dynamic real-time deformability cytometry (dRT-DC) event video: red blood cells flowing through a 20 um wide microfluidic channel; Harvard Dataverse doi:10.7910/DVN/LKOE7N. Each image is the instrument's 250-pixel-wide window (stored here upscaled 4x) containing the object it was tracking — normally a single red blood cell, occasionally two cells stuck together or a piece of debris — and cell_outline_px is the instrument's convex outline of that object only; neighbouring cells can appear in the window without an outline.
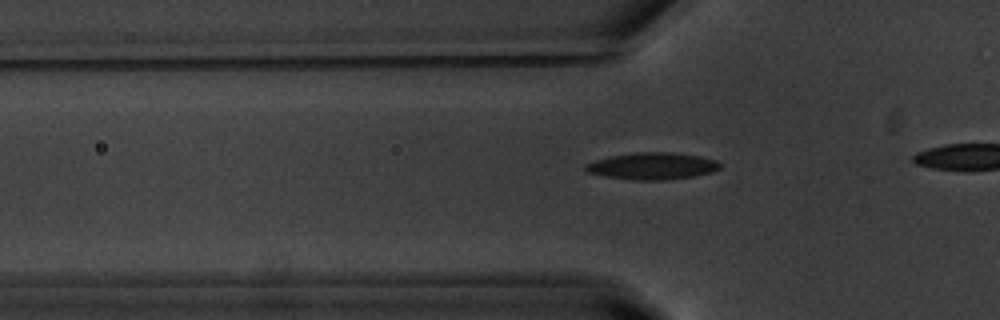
{"species": "common noctule bat (a hibernating species)", "species_latin": "Nyctalus noctula", "temperature_condition": "warm", "stored_images_in_passage": 41, "camera_frame_rate_fps": 3000, "um_per_image_px": 0.085, "animal": {"sex": "male", "body_mass_g": 20.1, "forearm_length_mm": 53.5}, "frame": {"image": 1, "passage_image": 15, "time_ms": 4.667, "image_size_px": [1000, 320], "cell_outline_px": [[720, 168], [712, 172], [692, 176], [664, 180], [632, 180], [604, 176], [588, 172], [584, 168], [584, 164], [596, 160], [612, 156], [636, 152], [672, 152], [700, 156], [716, 160], [720, 164]], "centroid_in_image_um": [55.44, 14.11], "position_along_channel_um": 70.4, "area_um2": 20.98}}
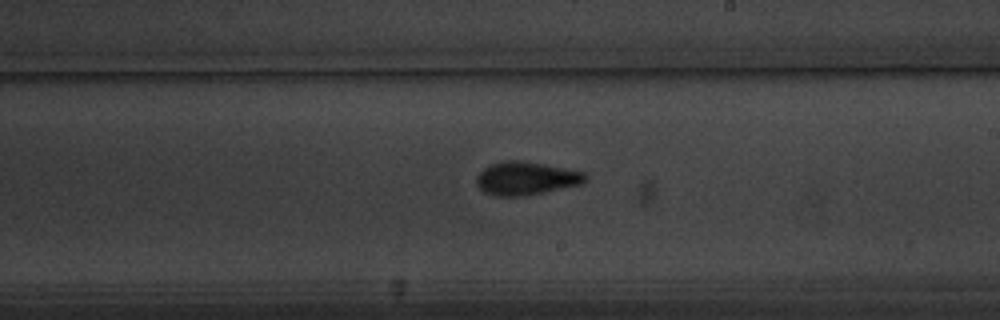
{"frame": {"image": 2, "passage_image": 29, "time_ms": 9.333, "image_size_px": [1000, 320], "cell_outline_px": [[588, 176], [584, 184], [544, 192], [520, 196], [496, 196], [484, 192], [476, 184], [476, 176], [484, 168], [500, 160], [524, 160], [584, 172]], "centroid_in_image_um": [44.72, 15.15], "position_along_channel_um": 244.3, "area_um2": 21.21}}
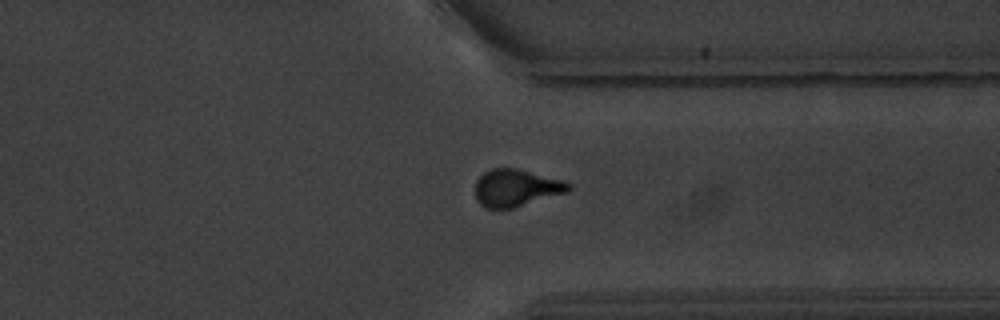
{"frame": {"image": 3, "passage_image": 39, "time_ms": 12.667, "image_size_px": [1000, 320], "cell_outline_px": [[572, 188], [568, 192], [512, 208], [488, 208], [480, 204], [476, 200], [476, 180], [484, 172], [492, 168], [516, 168], [564, 180], [572, 184]], "centroid_in_image_um": [43.89, 15.96], "position_along_channel_um": 367.5, "area_um2": 20.23}}